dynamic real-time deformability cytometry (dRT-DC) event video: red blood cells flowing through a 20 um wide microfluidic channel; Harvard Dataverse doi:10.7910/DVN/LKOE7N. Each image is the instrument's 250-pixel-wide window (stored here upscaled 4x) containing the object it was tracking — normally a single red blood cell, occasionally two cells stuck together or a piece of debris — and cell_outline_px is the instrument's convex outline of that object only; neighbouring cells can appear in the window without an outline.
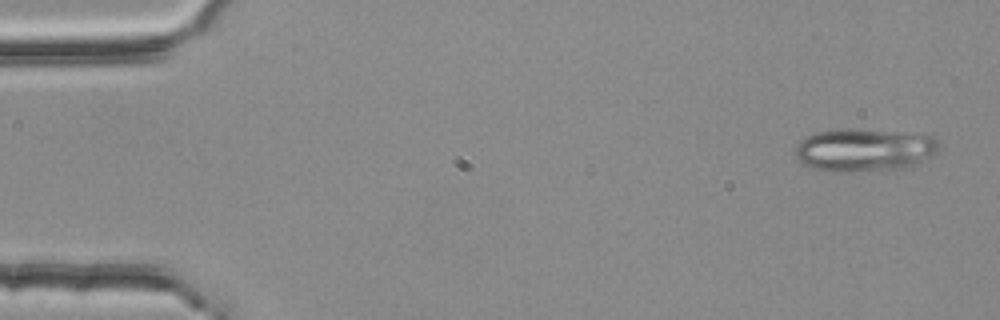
{"species": "common noctule bat (a hibernating species)", "species_latin": "Nyctalus noctula", "temperature_condition": "room temperature", "stored_images_in_passage": 4, "camera_frame_rate_fps": 3000, "um_per_image_px": 0.085, "animal": {"sex": "female", "body_mass_g": 25.1}, "frame": {"image": 1, "passage_image": 1, "time_ms": 0.0, "image_size_px": [1000, 320], "cell_outline_px": [[936, 152], [916, 164], [904, 168], [844, 172], [832, 172], [812, 168], [804, 164], [796, 156], [796, 144], [800, 140], [816, 132], [840, 128], [856, 128], [932, 136], [936, 140]], "centroid_in_image_um": [73.38, 12.74], "position_along_channel_um": 11.6, "area_um2": 35.6}}